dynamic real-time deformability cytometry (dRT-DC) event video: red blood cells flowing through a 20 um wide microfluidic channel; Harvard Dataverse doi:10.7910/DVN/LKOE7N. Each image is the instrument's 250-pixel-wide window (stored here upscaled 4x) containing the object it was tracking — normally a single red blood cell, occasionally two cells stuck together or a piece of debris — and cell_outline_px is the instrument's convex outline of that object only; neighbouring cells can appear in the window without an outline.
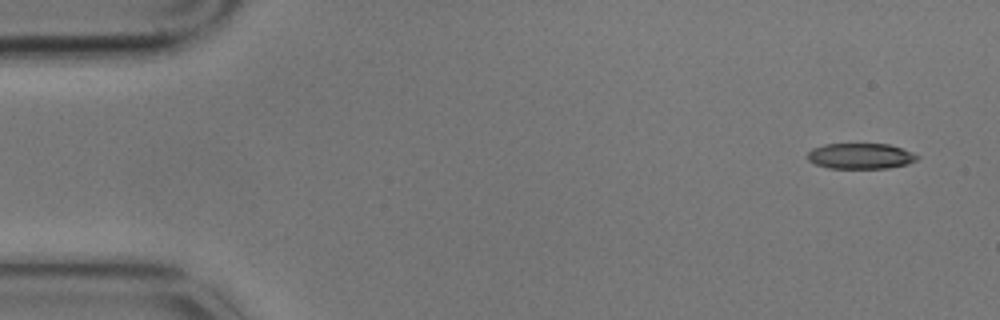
{"species": "common noctule bat (a hibernating species)", "species_latin": "Nyctalus noctula", "temperature_condition": "cold", "stored_images_in_passage": 5, "camera_frame_rate_fps": 3000, "um_per_image_px": 0.085, "animal": {"sex": "male", "body_mass_g": 17.9}, "frame": {"image": 1, "passage_image": 1, "time_ms": 0.0, "image_size_px": [1000, 320], "cell_outline_px": [[920, 156], [916, 160], [908, 164], [888, 168], [828, 168], [816, 164], [808, 160], [808, 152], [812, 148], [824, 144], [888, 144], [912, 152]], "centroid_in_image_um": [73.14, 13.26], "position_along_channel_um": 11.9, "area_um2": 16.36}}
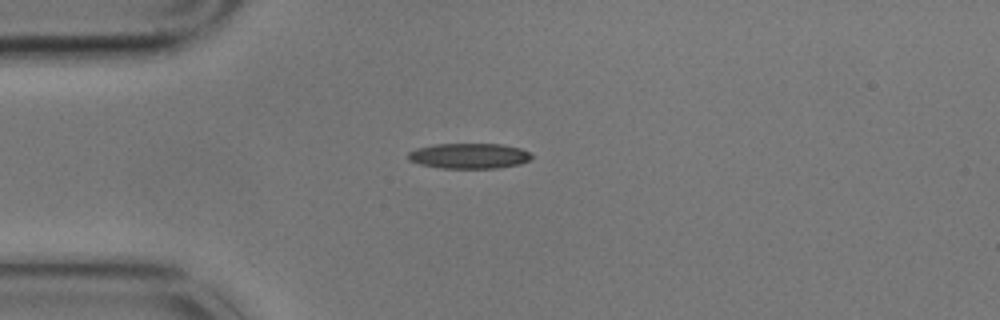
{"frame": {"image": 2, "passage_image": 4, "time_ms": 1.0, "image_size_px": [1000, 320], "cell_outline_px": [[532, 156], [528, 160], [520, 164], [500, 168], [440, 168], [420, 164], [408, 160], [408, 152], [416, 148], [436, 144], [500, 144], [520, 148], [528, 152]], "centroid_in_image_um": [39.85, 13.25], "position_along_channel_um": 45.2, "area_um2": 18.21}}